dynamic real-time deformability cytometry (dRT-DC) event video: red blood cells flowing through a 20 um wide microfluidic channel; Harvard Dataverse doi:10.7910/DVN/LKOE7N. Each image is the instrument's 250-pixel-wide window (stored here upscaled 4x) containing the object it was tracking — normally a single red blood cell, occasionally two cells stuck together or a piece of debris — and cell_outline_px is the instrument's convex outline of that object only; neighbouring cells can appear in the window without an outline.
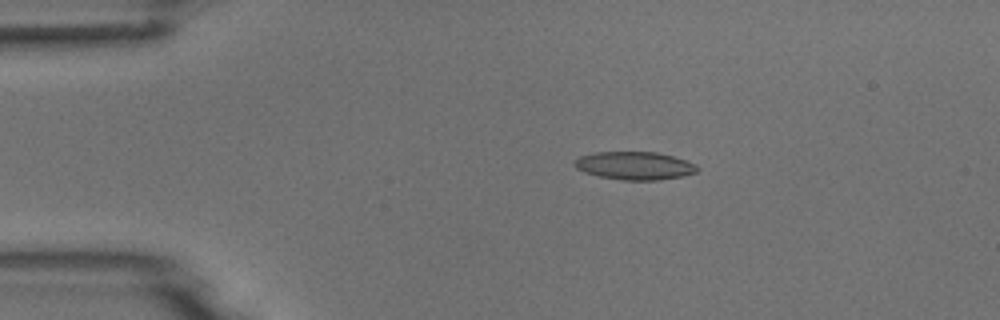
{"species": "common noctule bat (a hibernating species)", "species_latin": "Nyctalus noctula", "temperature_condition": "room temperature", "stored_images_in_passage": 4, "camera_frame_rate_fps": 3000, "um_per_image_px": 0.085, "animal": {"sex": "male", "body_mass_g": 18.8}, "frame": {"image": 1, "passage_image": 3, "time_ms": 2.333, "image_size_px": [1000, 320], "cell_outline_px": [[700, 168], [696, 172], [684, 176], [656, 180], [624, 180], [600, 176], [584, 172], [576, 168], [572, 164], [580, 156], [596, 152], [656, 152], [672, 156], [696, 164]], "centroid_in_image_um": [53.95, 14.08], "position_along_channel_um": 31.0, "area_um2": 19.94}}